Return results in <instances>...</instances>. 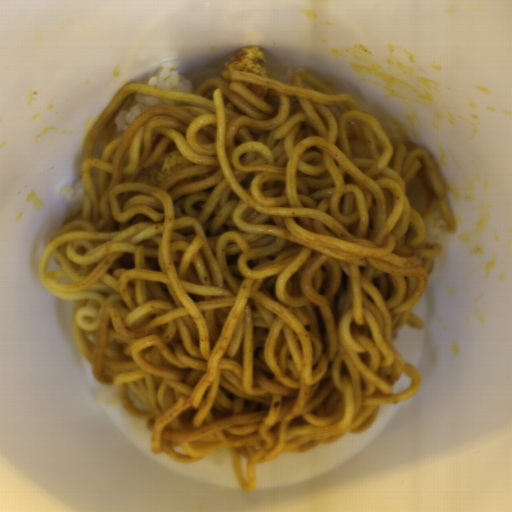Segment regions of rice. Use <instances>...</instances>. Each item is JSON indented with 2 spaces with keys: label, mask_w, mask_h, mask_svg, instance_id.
Returning a JSON list of instances; mask_svg holds the SVG:
<instances>
[{
  "label": "rice",
  "mask_w": 512,
  "mask_h": 512,
  "mask_svg": "<svg viewBox=\"0 0 512 512\" xmlns=\"http://www.w3.org/2000/svg\"><path fill=\"white\" fill-rule=\"evenodd\" d=\"M181 102L182 100L160 98L137 92L129 106L115 116L114 127L116 131L124 132L138 116L149 108L158 105H174L177 107L181 105Z\"/></svg>",
  "instance_id": "obj_1"
},
{
  "label": "rice",
  "mask_w": 512,
  "mask_h": 512,
  "mask_svg": "<svg viewBox=\"0 0 512 512\" xmlns=\"http://www.w3.org/2000/svg\"><path fill=\"white\" fill-rule=\"evenodd\" d=\"M180 65L177 60L162 63L155 75L149 77L146 85L192 94L193 83L180 75L178 70Z\"/></svg>",
  "instance_id": "obj_2"
}]
</instances>
